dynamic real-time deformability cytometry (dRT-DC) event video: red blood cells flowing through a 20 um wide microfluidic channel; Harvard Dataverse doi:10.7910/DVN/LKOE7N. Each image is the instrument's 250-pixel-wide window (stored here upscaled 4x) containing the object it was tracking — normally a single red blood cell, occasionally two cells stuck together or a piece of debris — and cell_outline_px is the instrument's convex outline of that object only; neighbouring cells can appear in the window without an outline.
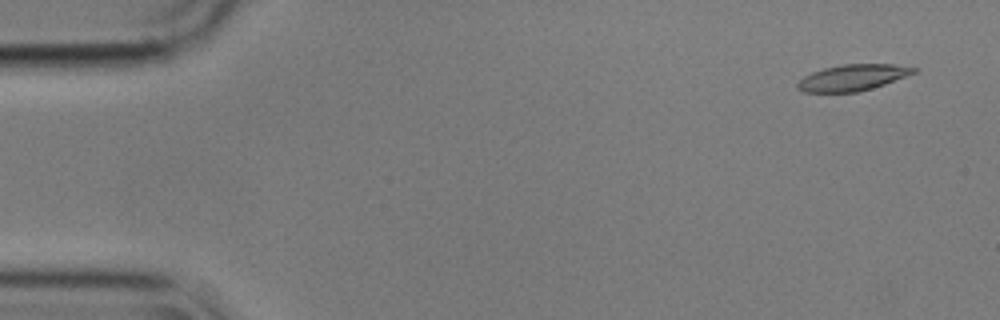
{"species": "common noctule bat (a hibernating species)", "species_latin": "Nyctalus noctula", "temperature_condition": "cold", "stored_images_in_passage": 54, "camera_frame_rate_fps": 3000, "um_per_image_px": 0.085, "animal": {"sex": "male", "body_mass_g": 17.9}, "frame": {"image": 1, "passage_image": 1, "time_ms": 0.0, "image_size_px": [1000, 320], "cell_outline_px": [[920, 68], [916, 72], [884, 84], [872, 88], [856, 92], [804, 92], [796, 88], [796, 84], [804, 76], [812, 72], [824, 68], [844, 64], [892, 64]], "centroid_in_image_um": [72.46, 6.59], "position_along_channel_um": 12.5, "area_um2": 17.63}}
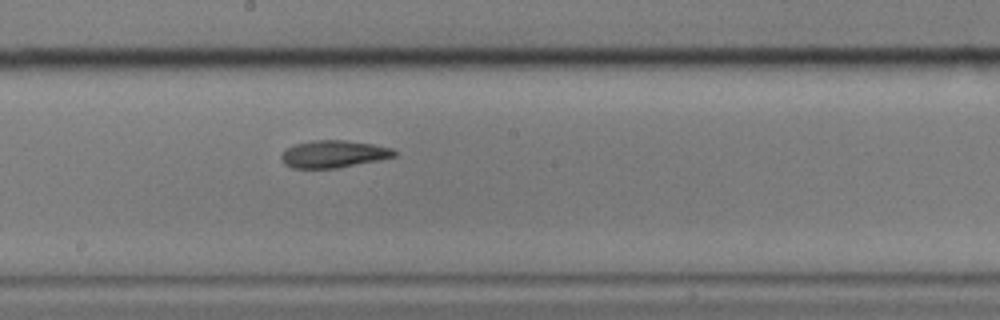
{"frame": {"image": 2, "passage_image": 28, "time_ms": 9.0, "image_size_px": [1000, 320], "cell_outline_px": [[396, 156], [336, 168], [292, 168], [284, 164], [280, 156], [288, 148], [296, 144], [312, 140], [348, 140], [372, 144], [392, 148], [396, 152]], "centroid_in_image_um": [28.34, 13.08], "position_along_channel_um": 219.9, "area_um2": 17.74}}
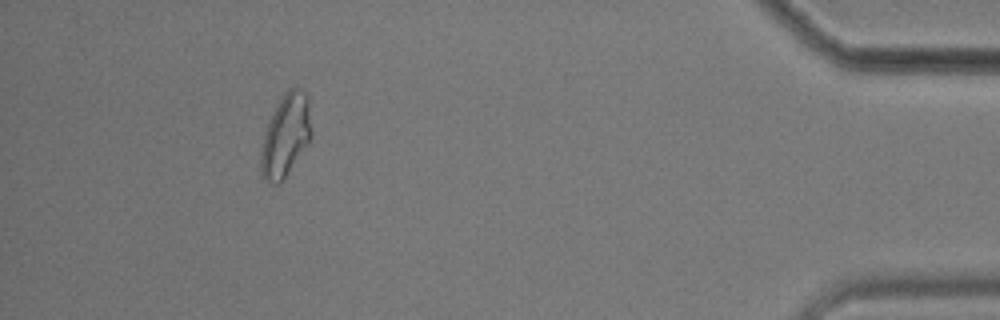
{"frame": {"image": 3, "passage_image": 49, "time_ms": 16.0, "image_size_px": [1000, 320], "cell_outline_px": [[312, 136], [280, 184], [276, 184], [268, 180], [260, 172], [260, 156], [264, 136], [268, 124], [284, 92], [292, 84], [304, 88], [308, 96]], "centroid_in_image_um": [24.31, 11.44], "position_along_channel_um": 410.9, "area_um2": 23.99}, "authors_computed_cell_mechanics": {"area_um2": 18.3804, "velocity_mm_per_s": 3.5576, "shape_relaxation_time_tau1_ms": 10.0364, "shape_relaxation_time_tau2_ms": 6.6648, "deformation_change_tau1": 0.2437, "deformation_change_tau2": 0.1248}}